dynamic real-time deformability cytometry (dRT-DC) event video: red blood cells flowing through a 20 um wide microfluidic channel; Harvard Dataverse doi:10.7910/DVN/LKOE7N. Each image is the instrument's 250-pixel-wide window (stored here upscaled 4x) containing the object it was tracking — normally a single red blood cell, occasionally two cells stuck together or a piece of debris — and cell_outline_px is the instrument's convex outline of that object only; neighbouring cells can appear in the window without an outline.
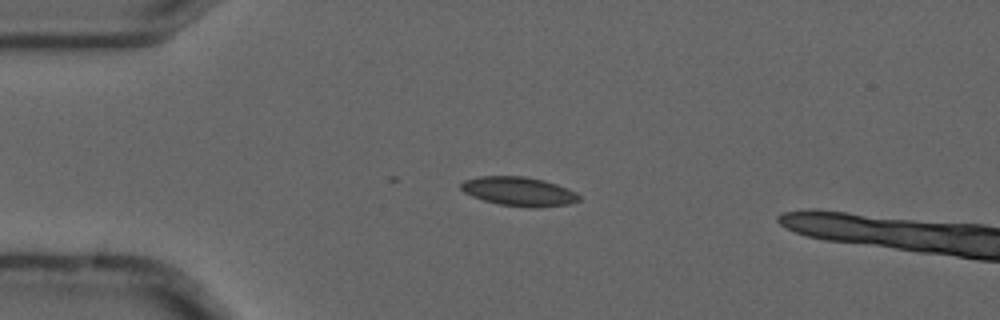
{"species": "common noctule bat (a hibernating species)", "species_latin": "Nyctalus noctula", "temperature_condition": "cold", "stored_images_in_passage": 6, "camera_frame_rate_fps": 3000, "um_per_image_px": 0.085, "animal": {"sex": "male", "forearm_length_mm": 52.5}, "frame": {"image": 1, "passage_image": 3, "time_ms": 0.667, "image_size_px": [1000, 320], "cell_outline_px": [[580, 200], [568, 204], [540, 208], [532, 208], [500, 204], [484, 200], [472, 196], [464, 192], [460, 188], [460, 184], [464, 180], [480, 176], [524, 176], [544, 180], [568, 188], [576, 192], [580, 196]], "centroid_in_image_um": [44.12, 16.27], "position_along_channel_um": 40.9, "area_um2": 20.06}}
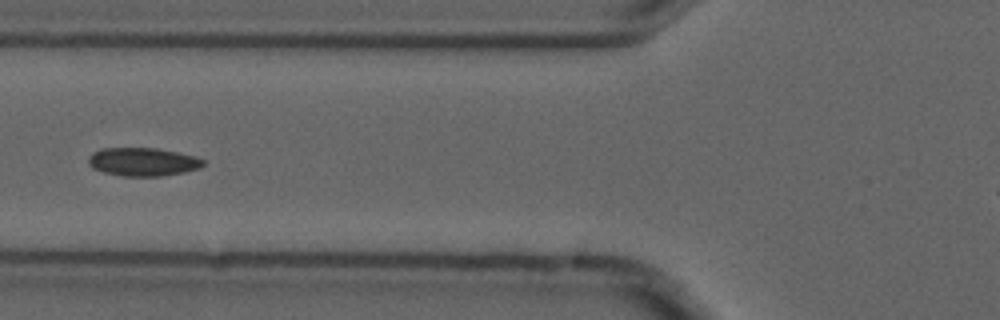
{"frame": {"image": 2, "passage_image": 5, "time_ms": 1.333, "image_size_px": [1000, 320], "cell_outline_px": [[204, 164], [200, 168], [184, 172], [160, 176], [120, 176], [104, 172], [92, 168], [88, 164], [88, 156], [92, 152], [100, 148], [156, 148], [196, 156], [204, 160]], "centroid_in_image_um": [12.11, 13.75], "position_along_channel_um": 113.7, "area_um2": 19.07}}
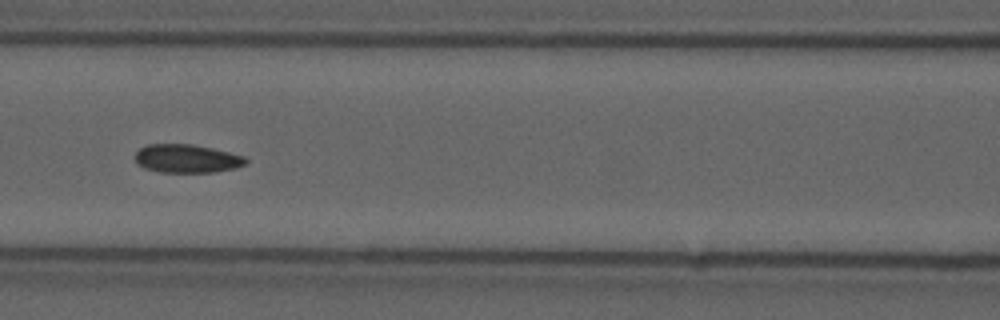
{"frame": {"image": 3, "passage_image": 6, "time_ms": 1.667, "image_size_px": [1000, 320], "cell_outline_px": [[248, 164], [236, 168], [216, 172], [160, 172], [144, 168], [136, 160], [136, 152], [140, 148], [148, 144], [192, 144], [212, 148], [244, 156], [248, 160]], "centroid_in_image_um": [15.93, 13.48], "position_along_channel_um": 150.7, "area_um2": 18.32}}